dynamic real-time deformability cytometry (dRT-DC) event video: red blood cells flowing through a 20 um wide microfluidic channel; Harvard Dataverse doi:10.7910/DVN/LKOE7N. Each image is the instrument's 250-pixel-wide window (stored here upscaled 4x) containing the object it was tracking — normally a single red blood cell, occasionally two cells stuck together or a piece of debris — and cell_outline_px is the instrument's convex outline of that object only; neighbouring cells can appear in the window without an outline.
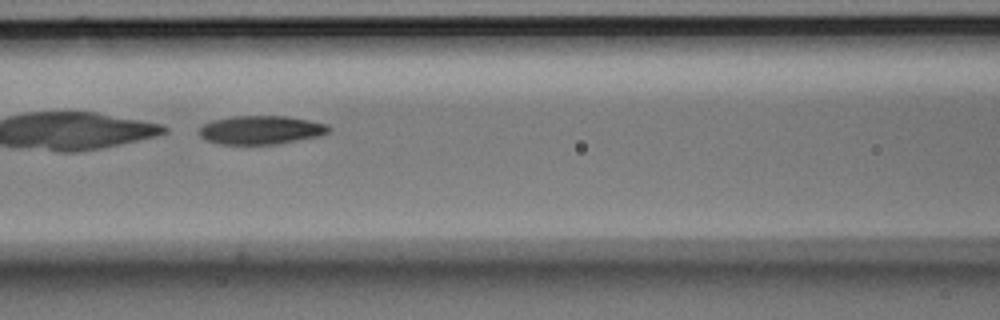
{"species": "Egyptian fruit bat (a non-hibernating species)", "species_latin": "Rousettus aegyptiacus", "temperature_condition": "room temperature", "stored_images_in_passage": 52, "camera_frame_rate_fps": 3000, "um_per_image_px": 0.085, "animal": {"sex": "male"}, "frame": {"image": 1, "passage_image": 23, "time_ms": 7.333, "image_size_px": [1000, 320], "cell_outline_px": [[332, 128], [328, 132], [320, 136], [276, 144], [220, 144], [204, 140], [196, 132], [196, 128], [212, 120], [232, 116], [284, 116], [308, 120], [328, 124]], "centroid_in_image_um": [22.12, 11.05], "position_along_channel_um": 144.5, "area_um2": 21.85}}
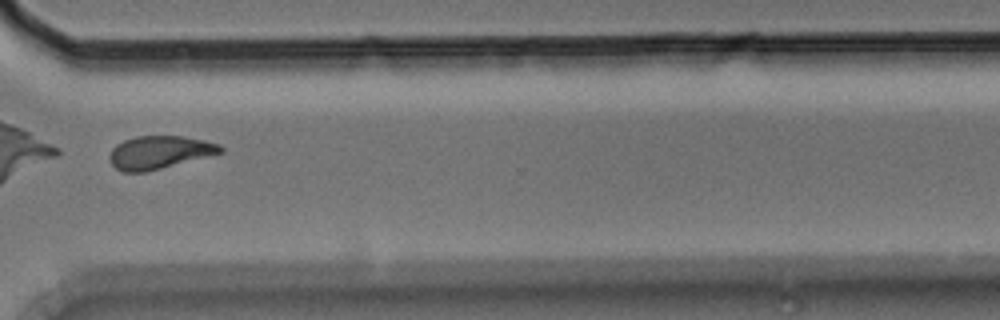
{"frame": {"image": 2, "passage_image": 40, "time_ms": 13.0, "image_size_px": [1000, 320], "cell_outline_px": [[224, 152], [144, 172], [124, 172], [116, 168], [112, 164], [108, 156], [112, 148], [116, 144], [124, 140], [136, 136], [184, 136], [204, 140], [220, 144], [224, 148]], "centroid_in_image_um": [13.54, 12.93], "position_along_channel_um": 357.1, "area_um2": 21.21}}